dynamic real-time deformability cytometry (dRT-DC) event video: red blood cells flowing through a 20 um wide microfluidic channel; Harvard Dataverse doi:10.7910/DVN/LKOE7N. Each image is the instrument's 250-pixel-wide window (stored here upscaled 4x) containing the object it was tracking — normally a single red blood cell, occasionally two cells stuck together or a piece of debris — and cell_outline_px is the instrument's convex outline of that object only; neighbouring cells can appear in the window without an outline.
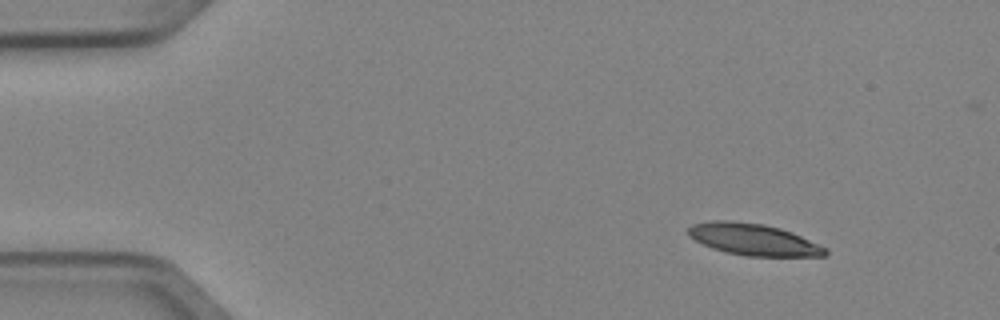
{"species": "Egyptian fruit bat (a non-hibernating species)", "species_latin": "Rousettus aegyptiacus", "temperature_condition": "cold", "stored_images_in_passage": 5, "camera_frame_rate_fps": 3000, "um_per_image_px": 0.085, "animal": {"sex": "female"}, "frame": {"image": 1, "passage_image": 1, "time_ms": 0.0, "image_size_px": [1000, 320], "cell_outline_px": [[828, 256], [748, 256], [728, 252], [712, 248], [688, 236], [688, 228], [692, 224], [712, 220], [732, 220], [764, 224], [780, 228], [792, 232], [828, 248]], "centroid_in_image_um": [64.07, 20.35], "position_along_channel_um": 20.9, "area_um2": 25.32}}
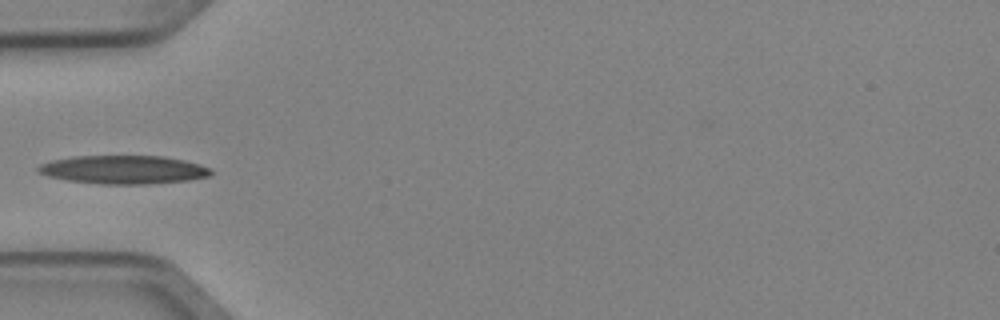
{"frame": {"image": 2, "passage_image": 4, "time_ms": 1.0, "image_size_px": [1000, 320], "cell_outline_px": [[212, 172], [208, 176], [188, 180], [148, 184], [100, 184], [68, 180], [48, 176], [36, 172], [36, 168], [40, 164], [52, 160], [76, 156], [164, 156], [184, 160], [200, 164], [208, 168]], "centroid_in_image_um": [10.47, 14.42], "position_along_channel_um": 74.5, "area_um2": 28.55}}
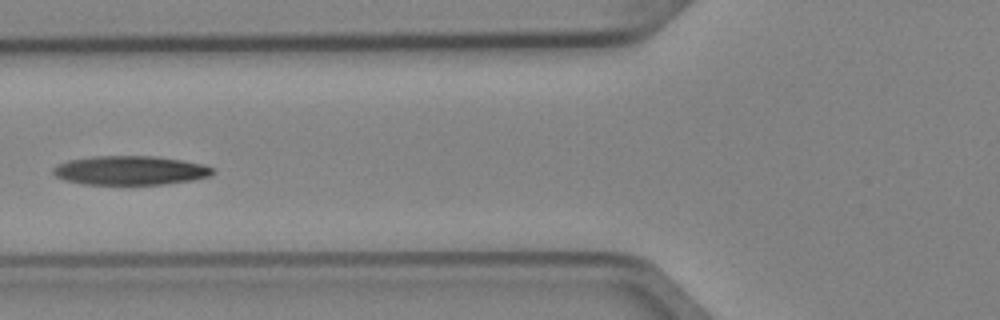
{"frame": {"image": 3, "passage_image": 5, "time_ms": 1.333, "image_size_px": [1000, 320], "cell_outline_px": [[216, 172], [208, 176], [192, 180], [164, 184], [84, 184], [64, 180], [56, 176], [52, 172], [52, 168], [68, 160], [92, 156], [156, 156], [204, 164], [216, 168]], "centroid_in_image_um": [11.09, 14.48], "position_along_channel_um": 114.7, "area_um2": 27.05}}